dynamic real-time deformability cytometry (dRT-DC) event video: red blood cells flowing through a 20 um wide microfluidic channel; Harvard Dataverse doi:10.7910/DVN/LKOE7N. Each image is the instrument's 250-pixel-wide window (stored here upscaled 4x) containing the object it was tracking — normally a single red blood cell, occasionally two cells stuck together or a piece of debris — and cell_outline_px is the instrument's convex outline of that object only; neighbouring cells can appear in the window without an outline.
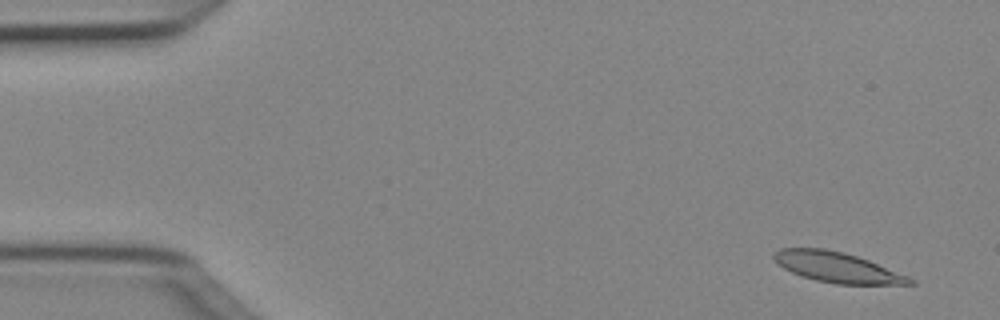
{"species": "Egyptian fruit bat (a non-hibernating species)", "species_latin": "Rousettus aegyptiacus", "temperature_condition": "cold", "stored_images_in_passage": 50, "camera_frame_rate_fps": 3000, "um_per_image_px": 0.085, "animal": {"sex": "female"}, "frame": {"image": 1, "passage_image": 3, "time_ms": 0.667, "image_size_px": [1000, 320], "cell_outline_px": [[916, 284], [836, 284], [816, 280], [800, 276], [784, 268], [772, 256], [780, 248], [824, 248], [844, 252], [868, 260], [908, 276], [916, 280]], "centroid_in_image_um": [71.18, 22.72], "position_along_channel_um": 13.8, "area_um2": 23.76}}
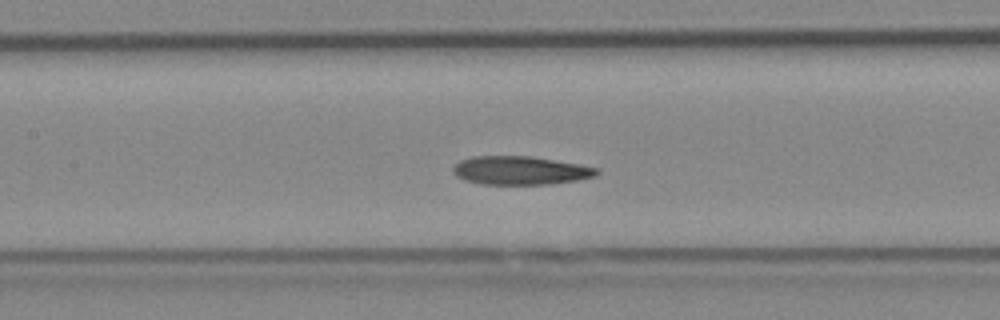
{"frame": {"image": 2, "passage_image": 23, "time_ms": 7.333, "image_size_px": [1000, 320], "cell_outline_px": [[600, 172], [596, 176], [576, 180], [548, 184], [480, 184], [464, 180], [456, 176], [452, 172], [452, 168], [460, 160], [472, 156], [532, 156], [580, 164], [600, 168]], "centroid_in_image_um": [44.23, 14.48], "position_along_channel_um": 163.2, "area_um2": 24.04}}
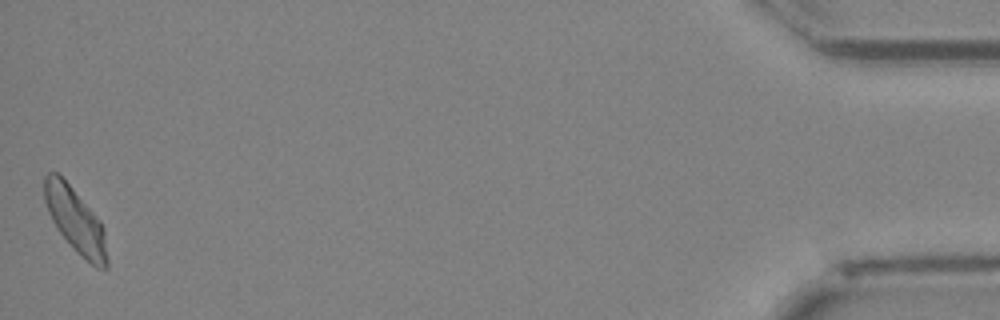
{"frame": {"image": 3, "passage_image": 50, "time_ms": 16.333, "image_size_px": [1000, 320], "cell_outline_px": [[108, 268], [96, 268], [76, 252], [60, 232], [52, 220], [48, 212], [44, 200], [44, 176], [48, 172], [56, 172], [72, 188], [100, 220], [104, 228], [108, 260]], "centroid_in_image_um": [6.42, 18.76], "position_along_channel_um": 428.8, "area_um2": 23.47}, "authors_computed_cell_mechanics": {"area_um2": 24.0448, "velocity_mm_per_s": 3.9875, "shape_relaxation_time_tau1_ms": null, "shape_relaxation_time_tau2_ms": 2.8316, "deformation_change_tau1": null, "deformation_change_tau2": 0.091}}